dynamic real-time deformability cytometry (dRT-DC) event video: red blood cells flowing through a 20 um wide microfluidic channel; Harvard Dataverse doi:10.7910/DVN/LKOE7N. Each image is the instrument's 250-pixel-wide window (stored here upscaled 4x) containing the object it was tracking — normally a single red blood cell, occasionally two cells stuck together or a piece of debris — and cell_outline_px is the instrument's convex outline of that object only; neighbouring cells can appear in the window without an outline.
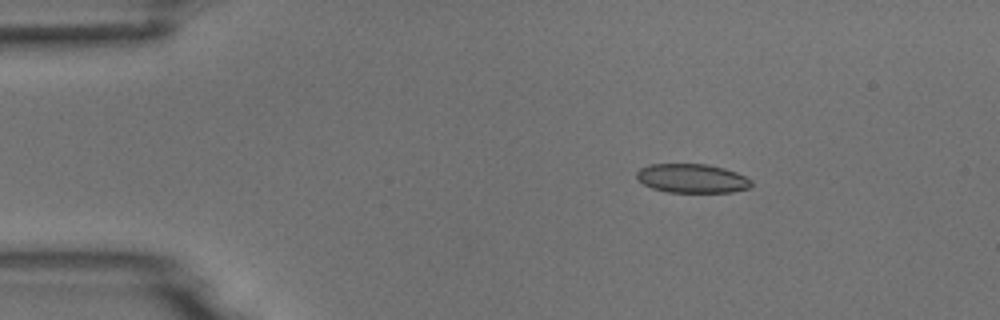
{"species": "common noctule bat (a hibernating species)", "species_latin": "Nyctalus noctula", "temperature_condition": "room temperature", "stored_images_in_passage": 3, "camera_frame_rate_fps": 3000, "um_per_image_px": 0.085, "animal": {"sex": "male", "body_mass_g": 18.8}, "frame": {"image": 1, "passage_image": 1, "time_ms": 0.0, "image_size_px": [1000, 320], "cell_outline_px": [[752, 188], [732, 192], [668, 192], [652, 188], [644, 184], [636, 176], [636, 172], [640, 168], [648, 164], [708, 164], [724, 168], [736, 172], [752, 180]], "centroid_in_image_um": [58.85, 15.16], "position_along_channel_um": 26.2, "area_um2": 19.48}}
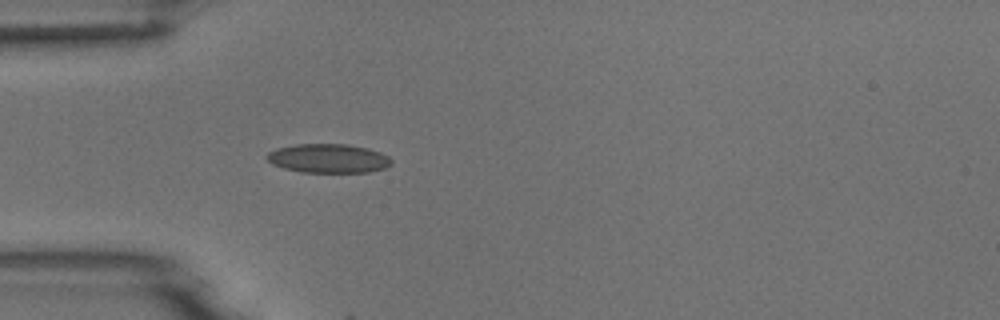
{"frame": {"image": 2, "passage_image": 3, "time_ms": 2.333, "image_size_px": [1000, 320], "cell_outline_px": [[392, 164], [384, 168], [368, 172], [300, 172], [284, 168], [272, 164], [264, 156], [268, 152], [276, 148], [296, 144], [348, 144], [368, 148], [380, 152], [388, 156], [392, 160]], "centroid_in_image_um": [27.89, 13.46], "position_along_channel_um": 57.1, "area_um2": 21.15}}